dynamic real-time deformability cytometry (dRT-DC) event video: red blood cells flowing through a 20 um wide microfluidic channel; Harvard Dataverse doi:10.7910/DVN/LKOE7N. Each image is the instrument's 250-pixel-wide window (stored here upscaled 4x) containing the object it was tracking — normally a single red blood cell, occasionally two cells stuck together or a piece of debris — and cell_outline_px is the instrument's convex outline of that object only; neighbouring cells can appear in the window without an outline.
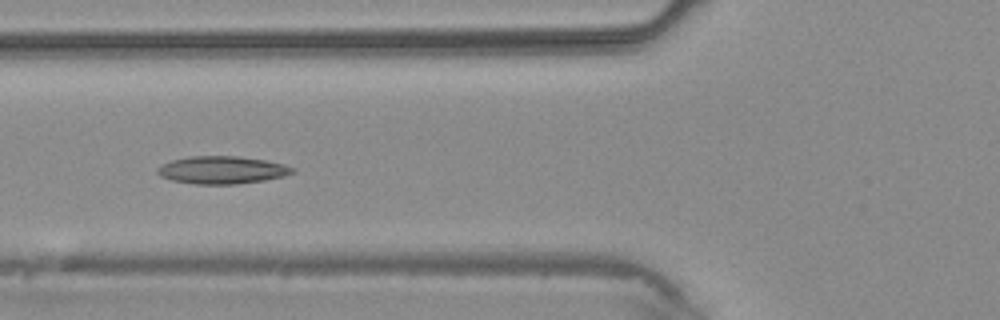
{"species": "common noctule bat (a hibernating species)", "species_latin": "Nyctalus noctula", "temperature_condition": "warm", "stored_images_in_passage": 5, "camera_frame_rate_fps": 3000, "um_per_image_px": 0.085, "animal": {"sex": "male", "body_mass_g": 20.4}, "frame": {"image": 1, "passage_image": 5, "time_ms": 4.667, "image_size_px": [1000, 320], "cell_outline_px": [[296, 172], [284, 176], [264, 180], [236, 184], [196, 184], [172, 180], [160, 176], [156, 172], [156, 168], [172, 160], [188, 156], [236, 156], [264, 160], [284, 164], [296, 168]], "centroid_in_image_um": [18.89, 14.45], "position_along_channel_um": 106.9, "area_um2": 21.73}}